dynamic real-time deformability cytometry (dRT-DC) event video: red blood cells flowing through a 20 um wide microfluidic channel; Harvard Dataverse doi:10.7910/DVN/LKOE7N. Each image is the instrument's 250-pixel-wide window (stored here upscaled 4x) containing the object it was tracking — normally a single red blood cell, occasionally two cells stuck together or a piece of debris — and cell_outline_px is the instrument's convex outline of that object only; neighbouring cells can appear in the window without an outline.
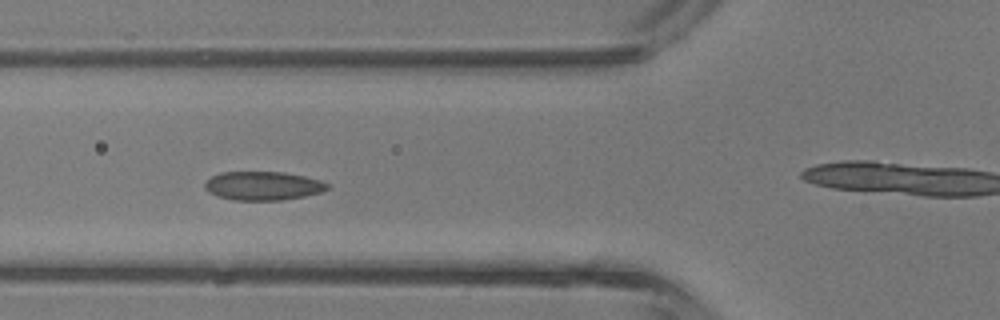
{"species": "common noctule bat (a hibernating species)", "species_latin": "Nyctalus noctula", "temperature_condition": "room temperature", "stored_images_in_passage": 5, "camera_frame_rate_fps": 3000, "um_per_image_px": 0.085, "animal": {"sex": "male", "body_mass_g": 13.3}, "frame": {"image": 1, "passage_image": 4, "time_ms": 3.333, "image_size_px": [1000, 320], "cell_outline_px": [[332, 184], [328, 188], [320, 192], [304, 196], [280, 200], [232, 200], [216, 196], [208, 192], [204, 188], [204, 184], [212, 176], [220, 172], [284, 172], [304, 176], [320, 180]], "centroid_in_image_um": [22.34, 15.79], "position_along_channel_um": 103.5, "area_um2": 20.58}}